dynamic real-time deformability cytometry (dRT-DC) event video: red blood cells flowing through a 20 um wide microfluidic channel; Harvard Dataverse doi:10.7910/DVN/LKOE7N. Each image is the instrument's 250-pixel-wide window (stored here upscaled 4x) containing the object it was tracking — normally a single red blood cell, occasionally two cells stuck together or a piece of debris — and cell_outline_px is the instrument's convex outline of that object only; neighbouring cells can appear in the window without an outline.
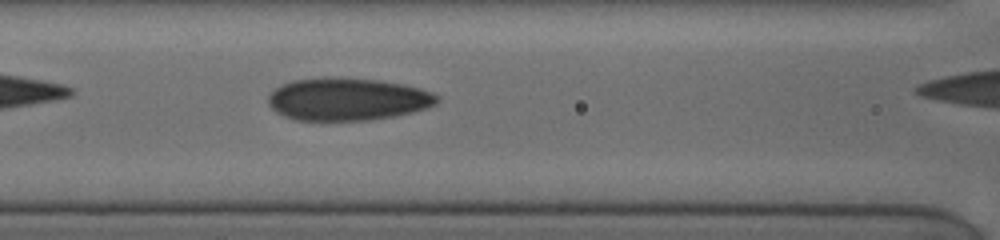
{"species": "human", "species_latin": "Homo sapiens", "temperature_condition": "cold", "stored_images_in_passage": 26, "camera_frame_rate_fps": 3000, "um_per_image_px": 0.085, "donor": {"sex": "female"}, "frame": {"image": 1, "passage_image": 7, "time_ms": 2.0, "image_size_px": [1000, 240], "cell_outline_px": [[440, 100], [436, 104], [428, 108], [396, 116], [368, 120], [296, 120], [284, 116], [276, 112], [268, 104], [268, 96], [280, 84], [292, 80], [324, 76], [328, 76], [376, 80], [404, 84], [420, 88], [432, 92], [440, 96]], "centroid_in_image_um": [29.55, 8.42], "position_along_channel_um": 137.1, "area_um2": 42.37}}
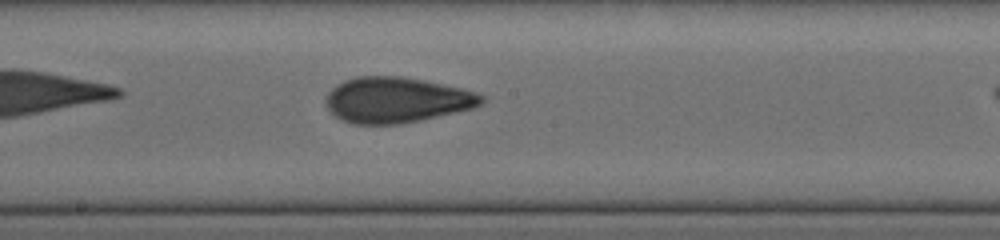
{"frame": {"image": 2, "passage_image": 14, "time_ms": 4.0, "image_size_px": [1000, 240], "cell_outline_px": [[484, 100], [480, 104], [472, 108], [420, 120], [400, 124], [352, 124], [336, 116], [328, 108], [324, 100], [328, 92], [336, 84], [344, 80], [356, 76], [400, 76], [424, 80], [464, 88], [476, 92], [484, 96]], "centroid_in_image_um": [33.69, 8.48], "position_along_channel_um": 214.5, "area_um2": 41.33}}
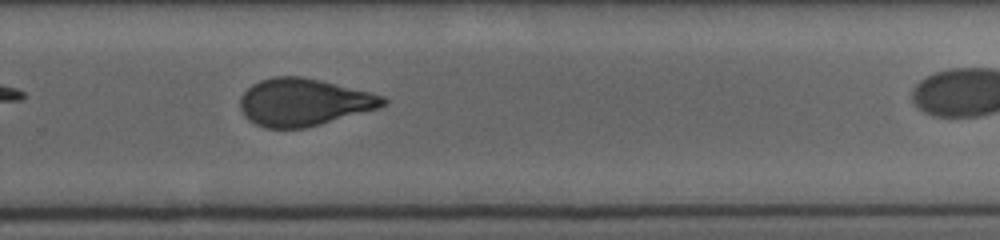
{"frame": {"image": 3, "passage_image": 21, "time_ms": 6.333, "image_size_px": [1000, 240], "cell_outline_px": [[388, 104], [380, 108], [320, 124], [304, 128], [264, 128], [248, 120], [244, 116], [240, 108], [240, 96], [252, 84], [260, 80], [272, 76], [304, 76], [384, 96], [388, 100]], "centroid_in_image_um": [25.8, 8.68], "position_along_channel_um": 304.0, "area_um2": 39.54}}